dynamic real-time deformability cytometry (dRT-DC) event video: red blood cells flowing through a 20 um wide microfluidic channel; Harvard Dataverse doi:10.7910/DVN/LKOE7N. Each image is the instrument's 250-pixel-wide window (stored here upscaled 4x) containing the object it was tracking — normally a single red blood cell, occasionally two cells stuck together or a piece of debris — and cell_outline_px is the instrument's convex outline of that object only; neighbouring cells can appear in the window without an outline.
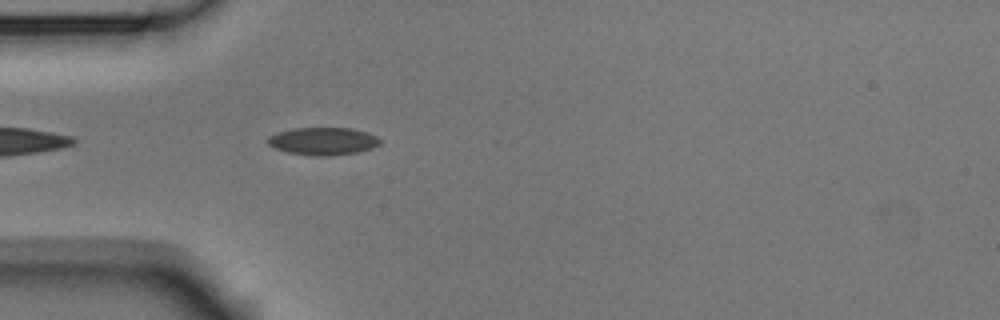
{"species": "Egyptian fruit bat (a non-hibernating species)", "species_latin": "Rousettus aegyptiacus", "temperature_condition": "room temperature", "stored_images_in_passage": 4, "camera_frame_rate_fps": 3000, "um_per_image_px": 0.085, "animal": {"sex": "male"}, "frame": {"image": 1, "passage_image": 4, "time_ms": 1.0, "image_size_px": [1000, 320], "cell_outline_px": [[380, 144], [372, 148], [360, 152], [328, 156], [316, 156], [288, 152], [276, 148], [268, 144], [268, 136], [276, 132], [292, 128], [352, 128], [376, 136], [380, 140]], "centroid_in_image_um": [27.45, 12.0], "position_along_channel_um": 57.5, "area_um2": 18.03}}